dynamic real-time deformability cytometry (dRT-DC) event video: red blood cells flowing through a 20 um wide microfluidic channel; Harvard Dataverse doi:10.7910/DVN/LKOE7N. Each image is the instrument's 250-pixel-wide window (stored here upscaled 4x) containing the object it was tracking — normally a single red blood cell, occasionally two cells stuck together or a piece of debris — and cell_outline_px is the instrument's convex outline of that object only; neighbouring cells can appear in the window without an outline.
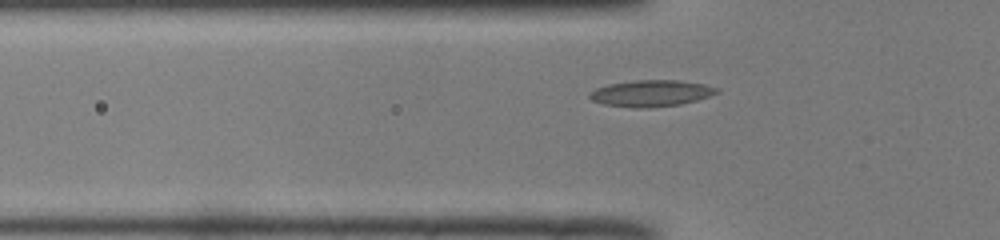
{"species": "common noctule bat (a hibernating species)", "species_latin": "Nyctalus noctula", "temperature_condition": "room temperature", "stored_images_in_passage": 38, "camera_frame_rate_fps": 3000, "um_per_image_px": 0.085, "animal": {"sex": "male", "body_mass_g": 19.0, "forearm_length_mm": 50.8}, "frame": {"image": 1, "passage_image": 9, "time_ms": 2.667, "image_size_px": [1000, 240], "cell_outline_px": [[720, 92], [696, 100], [680, 104], [648, 108], [636, 108], [604, 104], [592, 100], [588, 96], [596, 88], [608, 84], [636, 80], [676, 80], [704, 84], [716, 88]], "centroid_in_image_um": [55.33, 7.93], "position_along_channel_um": 70.5, "area_um2": 19.36}}
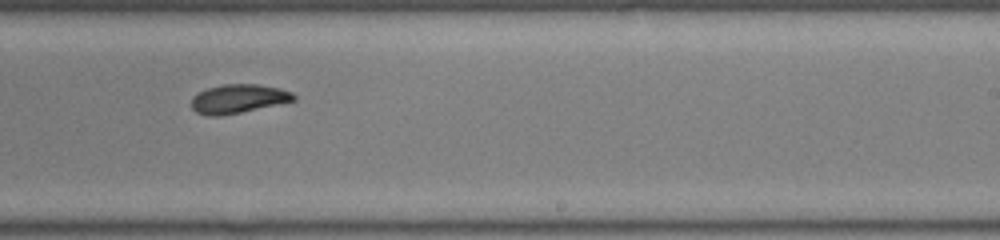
{"frame": {"image": 2, "passage_image": 24, "time_ms": 7.667, "image_size_px": [1000, 240], "cell_outline_px": [[296, 100], [240, 112], [220, 116], [208, 116], [196, 112], [192, 108], [192, 96], [208, 88], [224, 84], [256, 84], [280, 88], [292, 92], [296, 96]], "centroid_in_image_um": [20.25, 8.39], "position_along_channel_um": 268.7, "area_um2": 17.05}}
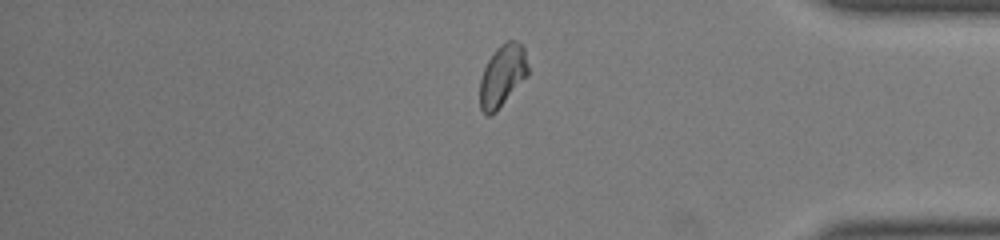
{"frame": {"image": 3, "passage_image": 35, "time_ms": 11.333, "image_size_px": [1000, 240], "cell_outline_px": [[528, 76], [496, 112], [488, 116], [480, 108], [480, 80], [484, 68], [488, 60], [496, 48], [500, 44], [508, 40], [516, 40], [524, 48], [528, 68]], "centroid_in_image_um": [42.71, 6.43], "position_along_channel_um": 392.5, "area_um2": 17.4}}